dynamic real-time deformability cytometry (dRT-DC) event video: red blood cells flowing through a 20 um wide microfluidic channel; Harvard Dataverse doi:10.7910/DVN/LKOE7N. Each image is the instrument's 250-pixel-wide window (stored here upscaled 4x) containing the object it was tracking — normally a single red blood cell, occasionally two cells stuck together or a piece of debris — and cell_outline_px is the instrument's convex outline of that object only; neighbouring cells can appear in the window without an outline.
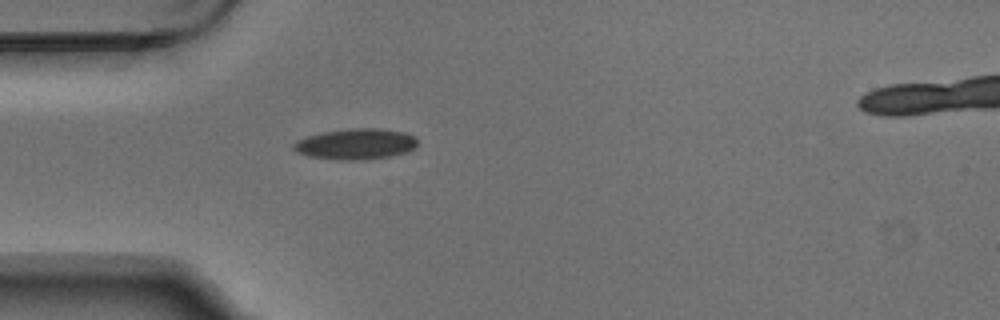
{"species": "Egyptian fruit bat (a non-hibernating species)", "species_latin": "Rousettus aegyptiacus", "temperature_condition": "warm", "stored_images_in_passage": 1, "camera_frame_rate_fps": 3000, "um_per_image_px": 0.085, "animal": {"sex": "male"}, "frame": {"image": 1, "passage_image": 1, "time_ms": 0.0, "image_size_px": [1000, 320], "cell_outline_px": [[416, 148], [408, 152], [392, 156], [364, 160], [336, 160], [308, 156], [296, 152], [292, 148], [292, 144], [296, 140], [308, 136], [324, 132], [352, 128], [380, 128], [404, 132], [416, 136]], "centroid_in_image_um": [30.25, 12.25], "position_along_channel_um": 54.7, "area_um2": 22.54}}